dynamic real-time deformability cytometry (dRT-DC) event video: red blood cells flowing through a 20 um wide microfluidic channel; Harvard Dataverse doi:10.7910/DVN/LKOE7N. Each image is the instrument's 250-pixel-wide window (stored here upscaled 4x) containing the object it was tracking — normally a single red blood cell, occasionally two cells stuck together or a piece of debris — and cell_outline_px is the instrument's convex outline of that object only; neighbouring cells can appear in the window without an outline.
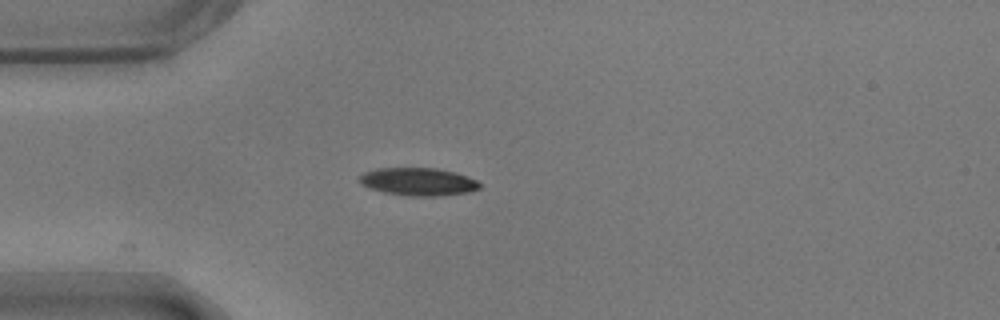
{"species": "common noctule bat (a hibernating species)", "species_latin": "Nyctalus noctula", "temperature_condition": "warm", "stored_images_in_passage": 35, "camera_frame_rate_fps": 3000, "um_per_image_px": 0.085, "animal": {"sex": "male", "body_mass_g": 17.9}, "frame": {"image": 1, "passage_image": 1, "time_ms": 0.0, "image_size_px": [1000, 320], "cell_outline_px": [[480, 188], [468, 192], [436, 196], [408, 196], [384, 192], [368, 188], [360, 184], [356, 180], [364, 172], [376, 168], [436, 168], [456, 172], [468, 176], [476, 180], [480, 184]], "centroid_in_image_um": [35.51, 15.44], "position_along_channel_um": 49.5, "area_um2": 19.65}}
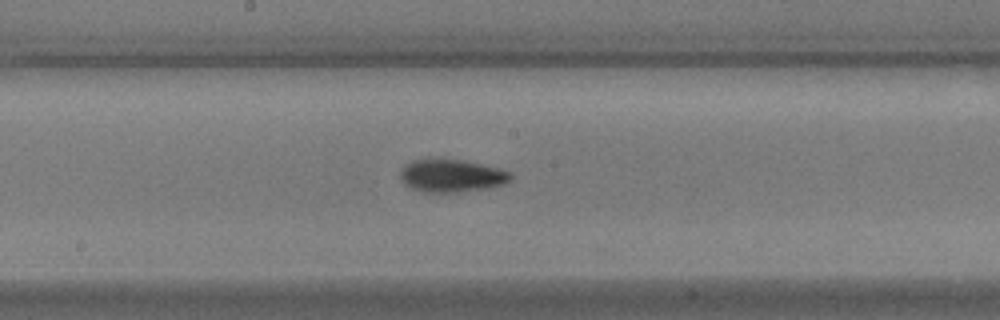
{"frame": {"image": 2, "passage_image": 15, "time_ms": 4.667, "image_size_px": [1000, 320], "cell_outline_px": [[512, 180], [504, 184], [488, 188], [456, 192], [424, 192], [412, 188], [404, 184], [400, 176], [400, 168], [404, 164], [412, 160], [428, 156], [460, 160], [480, 164], [512, 172]], "centroid_in_image_um": [38.32, 14.9], "position_along_channel_um": 209.9, "area_um2": 21.56}}
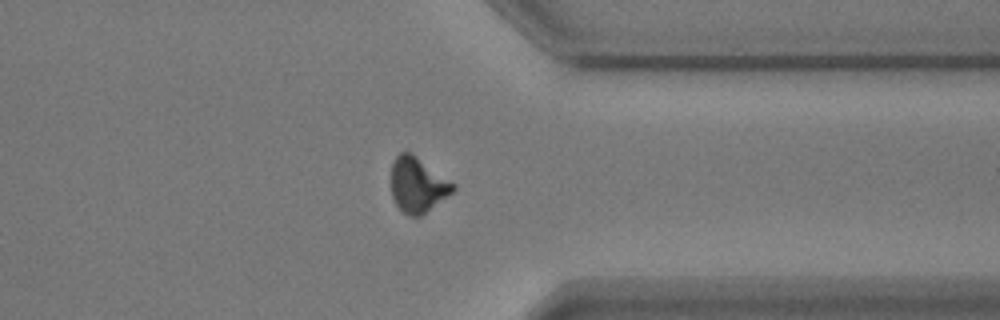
{"frame": {"image": 3, "passage_image": 29, "time_ms": 9.333, "image_size_px": [1000, 320], "cell_outline_px": [[456, 188], [448, 196], [420, 216], [408, 216], [396, 204], [392, 196], [392, 160], [400, 152], [412, 152], [456, 184]], "centroid_in_image_um": [35.51, 15.69], "position_along_channel_um": 375.9, "area_um2": 19.88}, "authors_computed_cell_mechanics": {"area_um2": 20.1144, "velocity_mm_per_s": 3.669, "shape_relaxation_time_tau1_ms": 4.2458, "shape_relaxation_time_tau2_ms": 5.6099, "deformation_change_tau1": 0.1621, "deformation_change_tau2": 0.1125}}